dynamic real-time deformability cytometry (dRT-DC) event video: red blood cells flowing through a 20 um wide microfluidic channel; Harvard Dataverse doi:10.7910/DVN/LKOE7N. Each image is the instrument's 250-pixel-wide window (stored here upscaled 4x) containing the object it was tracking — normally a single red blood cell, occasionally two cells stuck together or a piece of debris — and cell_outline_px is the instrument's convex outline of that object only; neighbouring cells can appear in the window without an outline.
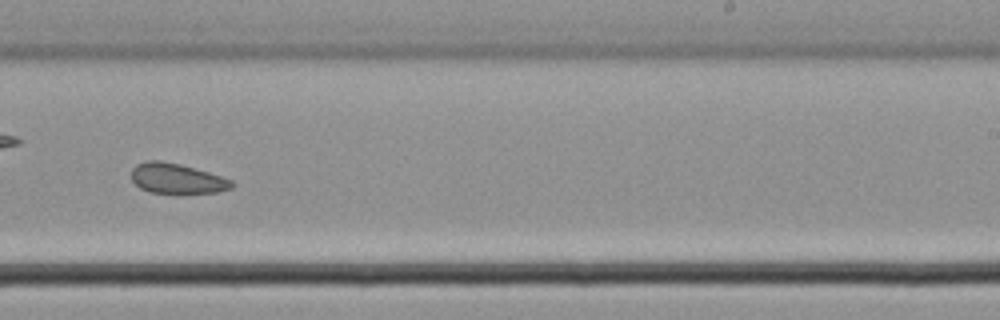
{"species": "common noctule bat (a hibernating species)", "species_latin": "Nyctalus noctula", "temperature_condition": "cold", "stored_images_in_passage": 33, "camera_frame_rate_fps": 3000, "um_per_image_px": 0.085, "animal": {"sex": "male", "body_mass_g": 21.5, "forearm_length_mm": 52.0}, "frame": {"image": 1, "passage_image": 22, "time_ms": 7.0, "image_size_px": [1000, 320], "cell_outline_px": [[236, 184], [232, 188], [216, 192], [148, 192], [140, 188], [132, 180], [132, 168], [136, 164], [148, 160], [160, 160], [180, 164], [208, 172], [232, 180]], "centroid_in_image_um": [15.02, 15.16], "position_along_channel_um": 274.0, "area_um2": 17.4}}